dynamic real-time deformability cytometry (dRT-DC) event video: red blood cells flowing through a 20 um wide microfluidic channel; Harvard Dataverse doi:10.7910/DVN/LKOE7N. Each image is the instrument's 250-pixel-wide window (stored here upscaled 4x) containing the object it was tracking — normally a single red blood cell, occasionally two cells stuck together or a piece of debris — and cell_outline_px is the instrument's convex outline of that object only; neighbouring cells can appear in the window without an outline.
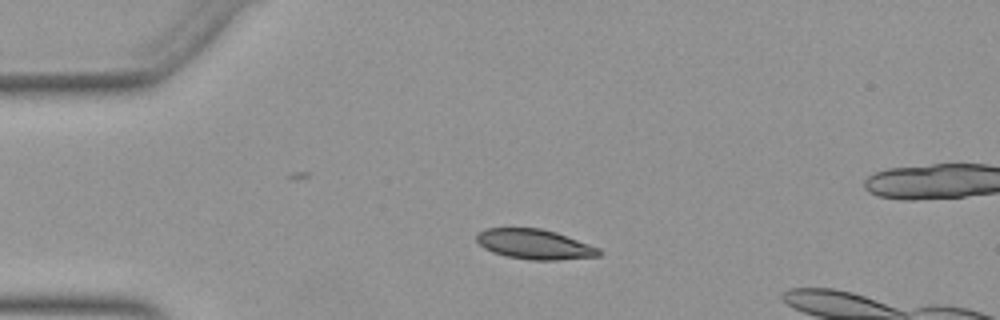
{"species": "Egyptian fruit bat (a non-hibernating species)", "species_latin": "Rousettus aegyptiacus", "temperature_condition": "warm", "stored_images_in_passage": 49, "camera_frame_rate_fps": 3000, "um_per_image_px": 0.085, "animal": {"sex": "female"}, "frame": {"image": 1, "passage_image": 12, "time_ms": 3.667, "image_size_px": [1000, 320], "cell_outline_px": [[600, 256], [556, 260], [528, 260], [508, 256], [492, 252], [484, 248], [476, 240], [476, 232], [484, 228], [540, 228], [556, 232], [600, 248]], "centroid_in_image_um": [45.41, 20.76], "position_along_channel_um": 39.6, "area_um2": 21.39}}
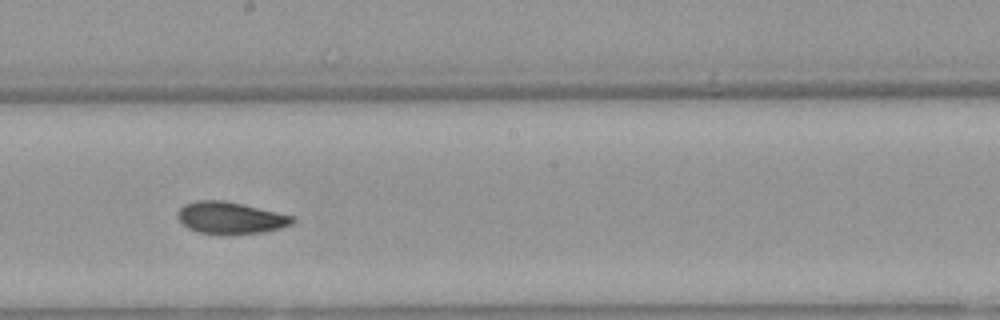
{"frame": {"image": 2, "passage_image": 29, "time_ms": 9.333, "image_size_px": [1000, 320], "cell_outline_px": [[296, 220], [292, 224], [280, 228], [264, 232], [196, 232], [188, 228], [180, 220], [180, 208], [184, 204], [196, 200], [224, 200], [296, 216]], "centroid_in_image_um": [19.65, 18.48], "position_along_channel_um": 228.6, "area_um2": 20.69}}
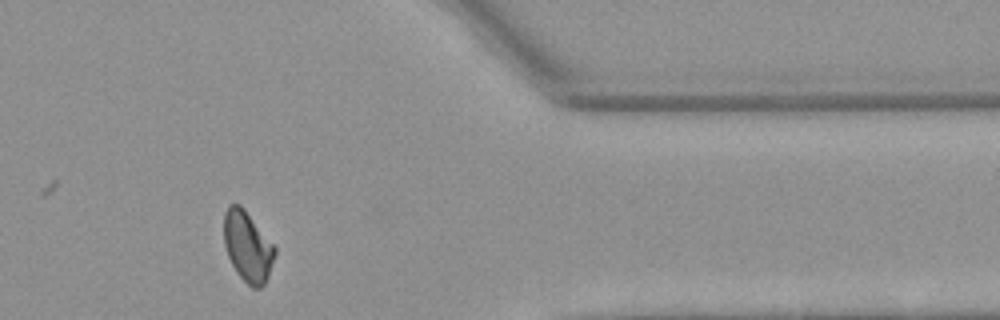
{"frame": {"image": 3, "passage_image": 43, "time_ms": 14.0, "image_size_px": [1000, 320], "cell_outline_px": [[276, 252], [268, 276], [264, 284], [260, 288], [252, 288], [236, 272], [228, 256], [224, 244], [224, 212], [228, 204], [240, 204], [244, 208], [276, 248]], "centroid_in_image_um": [21.03, 20.94], "position_along_channel_um": 390.4, "area_um2": 20.75}, "authors_computed_cell_mechanics": {"area_um2": 21.2126, "velocity_mm_per_s": 3.9075, "shape_relaxation_time_tau1_ms": 7.1029, "shape_relaxation_time_tau2_ms": 3.0469, "deformation_change_tau1": 0.1694, "deformation_change_tau2": 0.0648}}